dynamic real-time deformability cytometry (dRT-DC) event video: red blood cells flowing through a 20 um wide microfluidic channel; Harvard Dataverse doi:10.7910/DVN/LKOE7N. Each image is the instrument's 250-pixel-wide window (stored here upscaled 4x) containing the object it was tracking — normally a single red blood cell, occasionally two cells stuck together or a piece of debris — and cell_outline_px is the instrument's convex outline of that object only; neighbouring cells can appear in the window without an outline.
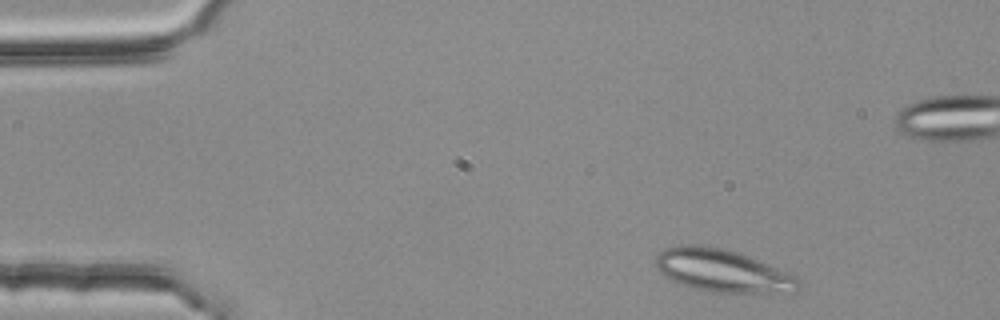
{"species": "common noctule bat (a hibernating species)", "species_latin": "Nyctalus noctula", "temperature_condition": "room temperature", "stored_images_in_passage": 3, "camera_frame_rate_fps": 3000, "um_per_image_px": 0.085, "animal": {"sex": "female", "body_mass_g": 25.1}, "frame": {"image": 1, "passage_image": 1, "time_ms": 0.0, "image_size_px": [1000, 320], "cell_outline_px": [[800, 288], [796, 292], [772, 296], [712, 292], [692, 288], [676, 284], [664, 276], [660, 272], [656, 264], [656, 256], [660, 252], [668, 248], [680, 244], [696, 244], [724, 248], [748, 256], [796, 276], [800, 280]], "centroid_in_image_um": [61.49, 23.08], "position_along_channel_um": 23.5, "area_um2": 36.65}}